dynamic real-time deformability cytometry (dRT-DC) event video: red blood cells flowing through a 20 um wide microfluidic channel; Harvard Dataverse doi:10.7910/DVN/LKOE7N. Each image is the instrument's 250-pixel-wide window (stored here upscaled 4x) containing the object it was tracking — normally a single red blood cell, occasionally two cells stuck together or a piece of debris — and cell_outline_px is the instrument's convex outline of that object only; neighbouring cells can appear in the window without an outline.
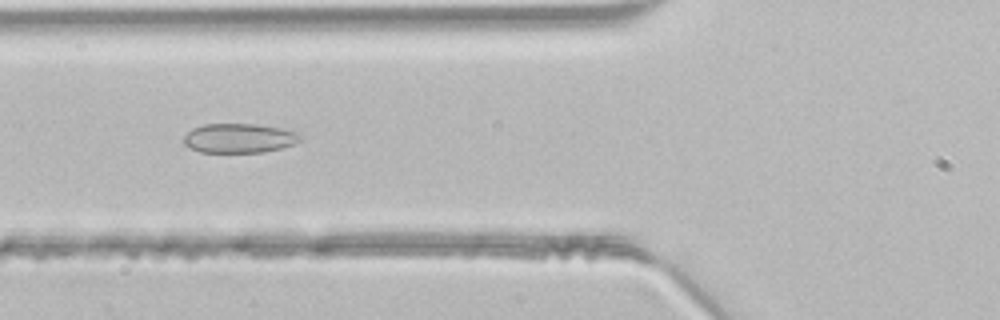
{"species": "common noctule bat (a hibernating species)", "species_latin": "Nyctalus noctula", "temperature_condition": "room temperature", "stored_images_in_passage": 39, "camera_frame_rate_fps": 3000, "um_per_image_px": 0.085, "animal": {"sex": "male", "body_mass_g": 21.5, "forearm_length_mm": 52.0}, "frame": {"image": 1, "passage_image": 9, "time_ms": 2.667, "image_size_px": [1000, 320], "cell_outline_px": [[304, 136], [300, 140], [292, 144], [280, 148], [264, 152], [200, 152], [188, 148], [184, 144], [184, 136], [192, 128], [204, 124], [256, 124], [280, 128], [296, 132]], "centroid_in_image_um": [20.3, 11.74], "position_along_channel_um": 105.5, "area_um2": 19.94}}
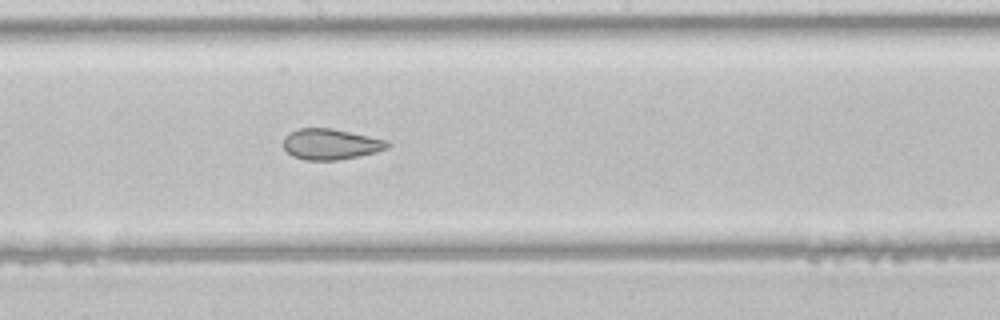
{"frame": {"image": 2, "passage_image": 17, "time_ms": 5.333, "image_size_px": [1000, 320], "cell_outline_px": [[392, 144], [388, 148], [376, 152], [336, 160], [304, 160], [292, 156], [284, 148], [284, 136], [288, 132], [296, 128], [332, 128], [388, 140]], "centroid_in_image_um": [28.1, 12.24], "position_along_channel_um": 220.1, "area_um2": 18.79}}
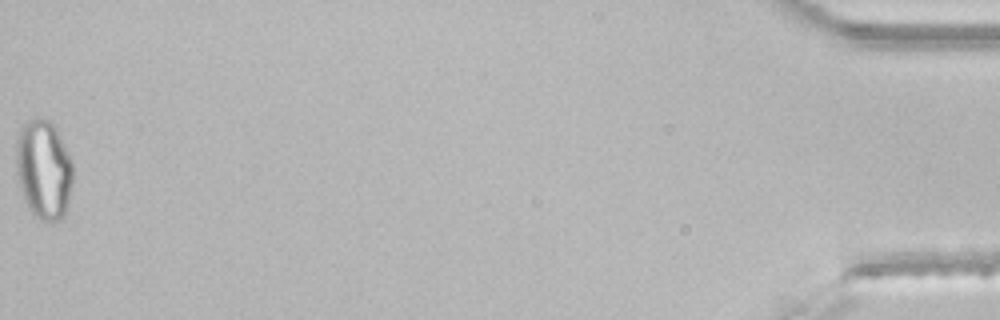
{"frame": {"image": 3, "passage_image": 39, "time_ms": 12.667, "image_size_px": [1000, 320], "cell_outline_px": [[72, 180], [68, 200], [64, 216], [60, 220], [40, 220], [28, 208], [16, 172], [16, 140], [20, 128], [28, 120], [36, 116], [40, 116], [48, 120], [56, 128], [72, 164]], "centroid_in_image_um": [3.69, 14.37], "position_along_channel_um": 431.5, "area_um2": 32.54}}